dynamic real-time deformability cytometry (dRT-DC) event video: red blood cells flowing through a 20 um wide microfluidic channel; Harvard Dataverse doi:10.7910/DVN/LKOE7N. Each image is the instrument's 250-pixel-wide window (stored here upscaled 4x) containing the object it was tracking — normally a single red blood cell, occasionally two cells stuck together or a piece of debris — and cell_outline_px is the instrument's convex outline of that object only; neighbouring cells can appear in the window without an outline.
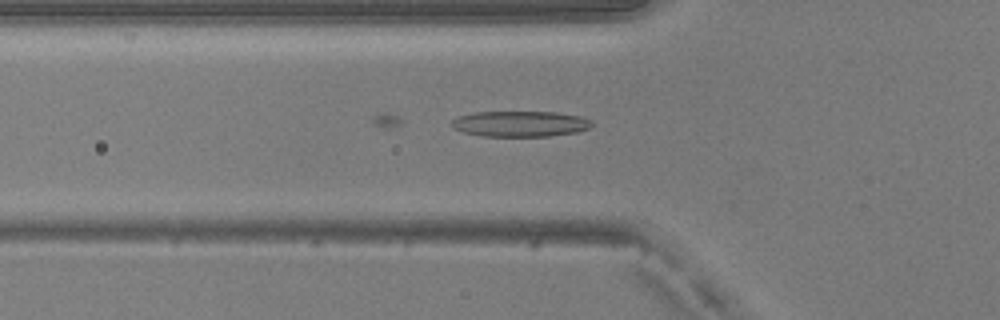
{"species": "common noctule bat (a hibernating species)", "species_latin": "Nyctalus noctula", "temperature_condition": "warm", "stored_images_in_passage": 31, "camera_frame_rate_fps": 3000, "um_per_image_px": 0.085, "animal": {"sex": "male", "body_mass_g": 20.5, "forearm_length_mm": 52.5}, "frame": {"image": 1, "passage_image": 16, "time_ms": 5.0, "image_size_px": [1000, 320], "cell_outline_px": [[592, 124], [588, 128], [580, 132], [548, 136], [480, 136], [464, 132], [452, 128], [452, 120], [456, 116], [472, 112], [556, 112], [580, 116], [592, 120]], "centroid_in_image_um": [44.2, 10.52], "position_along_channel_um": 81.6, "area_um2": 21.15}}
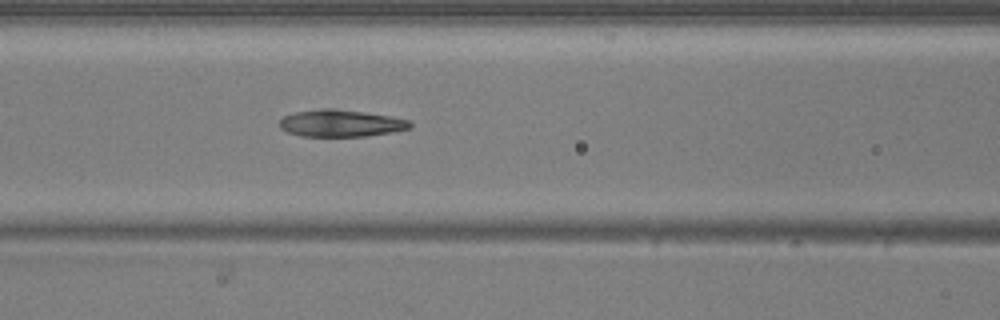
{"frame": {"image": 2, "passage_image": 20, "time_ms": 6.333, "image_size_px": [1000, 320], "cell_outline_px": [[412, 128], [392, 132], [364, 136], [300, 136], [288, 132], [280, 128], [280, 120], [284, 116], [292, 112], [320, 108], [332, 108], [392, 116], [408, 120], [412, 124]], "centroid_in_image_um": [28.95, 10.47], "position_along_channel_um": 137.6, "area_um2": 20.58}}